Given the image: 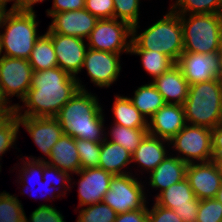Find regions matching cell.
Instances as JSON below:
<instances>
[{"label":"cell","instance_id":"6da1fadb","mask_svg":"<svg viewBox=\"0 0 222 222\" xmlns=\"http://www.w3.org/2000/svg\"><path fill=\"white\" fill-rule=\"evenodd\" d=\"M79 89L86 90L81 80L58 66L34 71L31 87L21 100L27 109L22 113L24 106L17 103L15 114L27 117H56Z\"/></svg>","mask_w":222,"mask_h":222},{"label":"cell","instance_id":"7a4b0ae2","mask_svg":"<svg viewBox=\"0 0 222 222\" xmlns=\"http://www.w3.org/2000/svg\"><path fill=\"white\" fill-rule=\"evenodd\" d=\"M103 109L97 96L87 90H78L56 116L63 134L75 139L102 142L107 137Z\"/></svg>","mask_w":222,"mask_h":222},{"label":"cell","instance_id":"3957f363","mask_svg":"<svg viewBox=\"0 0 222 222\" xmlns=\"http://www.w3.org/2000/svg\"><path fill=\"white\" fill-rule=\"evenodd\" d=\"M139 23L132 26V40L144 50L167 55L175 63L184 51V39L180 15L171 8L162 19L137 34Z\"/></svg>","mask_w":222,"mask_h":222},{"label":"cell","instance_id":"277c9868","mask_svg":"<svg viewBox=\"0 0 222 222\" xmlns=\"http://www.w3.org/2000/svg\"><path fill=\"white\" fill-rule=\"evenodd\" d=\"M222 78L189 85L183 104L188 125L214 129L221 123Z\"/></svg>","mask_w":222,"mask_h":222},{"label":"cell","instance_id":"5b68a950","mask_svg":"<svg viewBox=\"0 0 222 222\" xmlns=\"http://www.w3.org/2000/svg\"><path fill=\"white\" fill-rule=\"evenodd\" d=\"M36 16L35 12L8 10L2 22L4 33H0L4 56L29 59L35 42L41 36L37 34L39 22H36Z\"/></svg>","mask_w":222,"mask_h":222},{"label":"cell","instance_id":"8992f818","mask_svg":"<svg viewBox=\"0 0 222 222\" xmlns=\"http://www.w3.org/2000/svg\"><path fill=\"white\" fill-rule=\"evenodd\" d=\"M180 21L184 39L183 52L202 54L219 52L222 13L180 15Z\"/></svg>","mask_w":222,"mask_h":222},{"label":"cell","instance_id":"52a82bcc","mask_svg":"<svg viewBox=\"0 0 222 222\" xmlns=\"http://www.w3.org/2000/svg\"><path fill=\"white\" fill-rule=\"evenodd\" d=\"M167 144L173 145L186 164L212 161V129L207 127L186 124Z\"/></svg>","mask_w":222,"mask_h":222},{"label":"cell","instance_id":"ba28073f","mask_svg":"<svg viewBox=\"0 0 222 222\" xmlns=\"http://www.w3.org/2000/svg\"><path fill=\"white\" fill-rule=\"evenodd\" d=\"M87 41L88 48L115 54L123 52L129 54L132 41V26L115 18L98 19Z\"/></svg>","mask_w":222,"mask_h":222},{"label":"cell","instance_id":"9c48e42d","mask_svg":"<svg viewBox=\"0 0 222 222\" xmlns=\"http://www.w3.org/2000/svg\"><path fill=\"white\" fill-rule=\"evenodd\" d=\"M131 174L113 175L109 190L103 197L102 202L110 206L117 214L136 211L146 205L144 185Z\"/></svg>","mask_w":222,"mask_h":222},{"label":"cell","instance_id":"30bf717a","mask_svg":"<svg viewBox=\"0 0 222 222\" xmlns=\"http://www.w3.org/2000/svg\"><path fill=\"white\" fill-rule=\"evenodd\" d=\"M176 65L181 69L189 85L222 78V60L219 52H183Z\"/></svg>","mask_w":222,"mask_h":222},{"label":"cell","instance_id":"8fae6325","mask_svg":"<svg viewBox=\"0 0 222 222\" xmlns=\"http://www.w3.org/2000/svg\"><path fill=\"white\" fill-rule=\"evenodd\" d=\"M155 202L175 211L183 222H196L200 200L195 197L187 178L156 195Z\"/></svg>","mask_w":222,"mask_h":222},{"label":"cell","instance_id":"7c38bea8","mask_svg":"<svg viewBox=\"0 0 222 222\" xmlns=\"http://www.w3.org/2000/svg\"><path fill=\"white\" fill-rule=\"evenodd\" d=\"M33 69L27 59L3 56L0 60V83L5 95L22 100L31 87Z\"/></svg>","mask_w":222,"mask_h":222},{"label":"cell","instance_id":"4fadbf2b","mask_svg":"<svg viewBox=\"0 0 222 222\" xmlns=\"http://www.w3.org/2000/svg\"><path fill=\"white\" fill-rule=\"evenodd\" d=\"M120 55L88 48L82 69L86 68L94 85L108 88L117 81L120 74Z\"/></svg>","mask_w":222,"mask_h":222},{"label":"cell","instance_id":"5bb4252c","mask_svg":"<svg viewBox=\"0 0 222 222\" xmlns=\"http://www.w3.org/2000/svg\"><path fill=\"white\" fill-rule=\"evenodd\" d=\"M52 38V44L57 57L58 67L73 77H77L82 70L88 45L85 39L48 33Z\"/></svg>","mask_w":222,"mask_h":222},{"label":"cell","instance_id":"9a60e30c","mask_svg":"<svg viewBox=\"0 0 222 222\" xmlns=\"http://www.w3.org/2000/svg\"><path fill=\"white\" fill-rule=\"evenodd\" d=\"M186 178L199 200L216 198L222 185V175L213 161L188 164Z\"/></svg>","mask_w":222,"mask_h":222},{"label":"cell","instance_id":"2e32d148","mask_svg":"<svg viewBox=\"0 0 222 222\" xmlns=\"http://www.w3.org/2000/svg\"><path fill=\"white\" fill-rule=\"evenodd\" d=\"M19 125L25 127L33 142L45 156H50L52 146L62 137L63 130L56 117L18 116Z\"/></svg>","mask_w":222,"mask_h":222},{"label":"cell","instance_id":"e0dca14e","mask_svg":"<svg viewBox=\"0 0 222 222\" xmlns=\"http://www.w3.org/2000/svg\"><path fill=\"white\" fill-rule=\"evenodd\" d=\"M47 33L75 36L87 39L98 19L85 8L54 13Z\"/></svg>","mask_w":222,"mask_h":222},{"label":"cell","instance_id":"ac0fdd59","mask_svg":"<svg viewBox=\"0 0 222 222\" xmlns=\"http://www.w3.org/2000/svg\"><path fill=\"white\" fill-rule=\"evenodd\" d=\"M78 181V197L80 207L90 206L102 202L105 193L109 190L113 174L101 168L80 169Z\"/></svg>","mask_w":222,"mask_h":222},{"label":"cell","instance_id":"d6986e66","mask_svg":"<svg viewBox=\"0 0 222 222\" xmlns=\"http://www.w3.org/2000/svg\"><path fill=\"white\" fill-rule=\"evenodd\" d=\"M186 124L183 105L166 103L148 121V134L170 141Z\"/></svg>","mask_w":222,"mask_h":222},{"label":"cell","instance_id":"ffe728a7","mask_svg":"<svg viewBox=\"0 0 222 222\" xmlns=\"http://www.w3.org/2000/svg\"><path fill=\"white\" fill-rule=\"evenodd\" d=\"M30 158V159H29ZM45 158V159H43ZM43 158L28 157L27 159L33 161H45L48 165L56 167L68 174L77 173L81 169V162L76 147V139L70 135L63 134L62 137L52 146L49 161Z\"/></svg>","mask_w":222,"mask_h":222},{"label":"cell","instance_id":"44dd1931","mask_svg":"<svg viewBox=\"0 0 222 222\" xmlns=\"http://www.w3.org/2000/svg\"><path fill=\"white\" fill-rule=\"evenodd\" d=\"M151 82L162 95L165 103L183 105L187 99L189 83L177 65Z\"/></svg>","mask_w":222,"mask_h":222},{"label":"cell","instance_id":"7402d4cb","mask_svg":"<svg viewBox=\"0 0 222 222\" xmlns=\"http://www.w3.org/2000/svg\"><path fill=\"white\" fill-rule=\"evenodd\" d=\"M168 156L150 172L149 185L156 190L159 188L158 195L171 185L186 178L188 164L180 160L177 156Z\"/></svg>","mask_w":222,"mask_h":222},{"label":"cell","instance_id":"603a6c76","mask_svg":"<svg viewBox=\"0 0 222 222\" xmlns=\"http://www.w3.org/2000/svg\"><path fill=\"white\" fill-rule=\"evenodd\" d=\"M166 142L169 143L168 140L147 134L139 147L132 153V163L135 162L144 170L152 172L169 153L164 145Z\"/></svg>","mask_w":222,"mask_h":222},{"label":"cell","instance_id":"cb8c5ba5","mask_svg":"<svg viewBox=\"0 0 222 222\" xmlns=\"http://www.w3.org/2000/svg\"><path fill=\"white\" fill-rule=\"evenodd\" d=\"M132 163V153L118 143L108 141V137L101 142L99 168L113 175L130 173L122 169Z\"/></svg>","mask_w":222,"mask_h":222},{"label":"cell","instance_id":"d4e9b609","mask_svg":"<svg viewBox=\"0 0 222 222\" xmlns=\"http://www.w3.org/2000/svg\"><path fill=\"white\" fill-rule=\"evenodd\" d=\"M112 109L114 124L128 128H148V120L132 104L129 97L116 95Z\"/></svg>","mask_w":222,"mask_h":222},{"label":"cell","instance_id":"484cf974","mask_svg":"<svg viewBox=\"0 0 222 222\" xmlns=\"http://www.w3.org/2000/svg\"><path fill=\"white\" fill-rule=\"evenodd\" d=\"M129 99L147 120L166 104L152 82L138 87Z\"/></svg>","mask_w":222,"mask_h":222},{"label":"cell","instance_id":"4316f807","mask_svg":"<svg viewBox=\"0 0 222 222\" xmlns=\"http://www.w3.org/2000/svg\"><path fill=\"white\" fill-rule=\"evenodd\" d=\"M129 53L141 56L142 66L153 77V80L176 65L167 55L153 50L141 49L133 40Z\"/></svg>","mask_w":222,"mask_h":222},{"label":"cell","instance_id":"83f0119b","mask_svg":"<svg viewBox=\"0 0 222 222\" xmlns=\"http://www.w3.org/2000/svg\"><path fill=\"white\" fill-rule=\"evenodd\" d=\"M28 61L33 71H42L58 66L52 38L47 32L35 42Z\"/></svg>","mask_w":222,"mask_h":222},{"label":"cell","instance_id":"f1b7e54d","mask_svg":"<svg viewBox=\"0 0 222 222\" xmlns=\"http://www.w3.org/2000/svg\"><path fill=\"white\" fill-rule=\"evenodd\" d=\"M110 131L111 142L118 143L130 153H133L148 134V128H128L113 124Z\"/></svg>","mask_w":222,"mask_h":222},{"label":"cell","instance_id":"f546056e","mask_svg":"<svg viewBox=\"0 0 222 222\" xmlns=\"http://www.w3.org/2000/svg\"><path fill=\"white\" fill-rule=\"evenodd\" d=\"M171 9L178 15L220 14L222 0H176Z\"/></svg>","mask_w":222,"mask_h":222},{"label":"cell","instance_id":"4dcf8cb0","mask_svg":"<svg viewBox=\"0 0 222 222\" xmlns=\"http://www.w3.org/2000/svg\"><path fill=\"white\" fill-rule=\"evenodd\" d=\"M25 212L21 201L8 192L0 193V222H24Z\"/></svg>","mask_w":222,"mask_h":222},{"label":"cell","instance_id":"1f68e13d","mask_svg":"<svg viewBox=\"0 0 222 222\" xmlns=\"http://www.w3.org/2000/svg\"><path fill=\"white\" fill-rule=\"evenodd\" d=\"M117 213L103 202L81 208L77 222H114Z\"/></svg>","mask_w":222,"mask_h":222},{"label":"cell","instance_id":"d6a6232c","mask_svg":"<svg viewBox=\"0 0 222 222\" xmlns=\"http://www.w3.org/2000/svg\"><path fill=\"white\" fill-rule=\"evenodd\" d=\"M76 147L81 162V169L99 167L101 142L76 139Z\"/></svg>","mask_w":222,"mask_h":222},{"label":"cell","instance_id":"836d02e7","mask_svg":"<svg viewBox=\"0 0 222 222\" xmlns=\"http://www.w3.org/2000/svg\"><path fill=\"white\" fill-rule=\"evenodd\" d=\"M19 128V120L16 114L0 121V157L7 150H10L9 148H13L18 137Z\"/></svg>","mask_w":222,"mask_h":222},{"label":"cell","instance_id":"e575fe53","mask_svg":"<svg viewBox=\"0 0 222 222\" xmlns=\"http://www.w3.org/2000/svg\"><path fill=\"white\" fill-rule=\"evenodd\" d=\"M22 160H23V166H22L21 170H19V171H21L19 173L21 175V177L19 175V178L21 180V183L23 182L25 187L29 186V185H27L30 182V180H28V179H31V177L35 176V174H36L37 176H39L41 178L40 180L38 179L40 181L39 183L43 182L42 187L45 186V188H46V186H47V188H48L47 190L51 191L50 193H52L51 194L52 196H49V197H51V198L52 197L58 198L60 195L63 197V195L66 194L64 191H62L63 193L60 194L59 192H57L58 194H57V196H55V193L52 192V190H51V188H53V186L51 187V185H49L50 184L49 182L43 181L44 161H33V160L29 161V159H27V157H26V162L24 161V158ZM26 190H27V188H26ZM53 193H54V196H53ZM43 197H45V195Z\"/></svg>","mask_w":222,"mask_h":222},{"label":"cell","instance_id":"d590c367","mask_svg":"<svg viewBox=\"0 0 222 222\" xmlns=\"http://www.w3.org/2000/svg\"><path fill=\"white\" fill-rule=\"evenodd\" d=\"M114 18L131 26L139 22L140 0H114Z\"/></svg>","mask_w":222,"mask_h":222},{"label":"cell","instance_id":"8d00e7d4","mask_svg":"<svg viewBox=\"0 0 222 222\" xmlns=\"http://www.w3.org/2000/svg\"><path fill=\"white\" fill-rule=\"evenodd\" d=\"M196 222H222V203L216 198L200 200Z\"/></svg>","mask_w":222,"mask_h":222},{"label":"cell","instance_id":"74e56055","mask_svg":"<svg viewBox=\"0 0 222 222\" xmlns=\"http://www.w3.org/2000/svg\"><path fill=\"white\" fill-rule=\"evenodd\" d=\"M24 222H65L62 213L52 205L40 204L27 219L25 214Z\"/></svg>","mask_w":222,"mask_h":222},{"label":"cell","instance_id":"f35d334b","mask_svg":"<svg viewBox=\"0 0 222 222\" xmlns=\"http://www.w3.org/2000/svg\"><path fill=\"white\" fill-rule=\"evenodd\" d=\"M114 0H85V9L97 19L114 18Z\"/></svg>","mask_w":222,"mask_h":222},{"label":"cell","instance_id":"ab89813d","mask_svg":"<svg viewBox=\"0 0 222 222\" xmlns=\"http://www.w3.org/2000/svg\"><path fill=\"white\" fill-rule=\"evenodd\" d=\"M152 209H148V222H183L175 211L158 205L156 202L153 204Z\"/></svg>","mask_w":222,"mask_h":222},{"label":"cell","instance_id":"60d3db41","mask_svg":"<svg viewBox=\"0 0 222 222\" xmlns=\"http://www.w3.org/2000/svg\"><path fill=\"white\" fill-rule=\"evenodd\" d=\"M55 175L56 176V178L58 177V182H55V180H54V182H53V180H52V182H51V177H50V175L52 176V175ZM53 175V176H54ZM53 176H52V178H53ZM50 177V178H49ZM55 178V179H56ZM50 182H49V181ZM43 181H47V182H49V183H51V185H53V187H54V185H55V187H56V183H57V186L59 185V187H57V188H59L60 189V186H61V184H62V187L64 188L63 190H65V192L68 190L69 191V188H71L70 186H71V181H72V179H71V177H70V175L67 173V172H63V171H61L60 169H57L56 167H52L51 165H48L45 161H44V169H43ZM57 181V180H56ZM61 181V182H60ZM59 183V184H58ZM70 185H69V184ZM67 188V189H66Z\"/></svg>","mask_w":222,"mask_h":222},{"label":"cell","instance_id":"b9f144b4","mask_svg":"<svg viewBox=\"0 0 222 222\" xmlns=\"http://www.w3.org/2000/svg\"><path fill=\"white\" fill-rule=\"evenodd\" d=\"M85 8V0H53L52 9H47V15L54 13L75 11Z\"/></svg>","mask_w":222,"mask_h":222},{"label":"cell","instance_id":"7bdbcfd3","mask_svg":"<svg viewBox=\"0 0 222 222\" xmlns=\"http://www.w3.org/2000/svg\"><path fill=\"white\" fill-rule=\"evenodd\" d=\"M114 222H148V208L145 205L136 211L119 213Z\"/></svg>","mask_w":222,"mask_h":222},{"label":"cell","instance_id":"ee69618b","mask_svg":"<svg viewBox=\"0 0 222 222\" xmlns=\"http://www.w3.org/2000/svg\"><path fill=\"white\" fill-rule=\"evenodd\" d=\"M10 102L11 101L5 95L3 87L0 83V117H11L15 114L16 104L10 105Z\"/></svg>","mask_w":222,"mask_h":222},{"label":"cell","instance_id":"f6af8a7d","mask_svg":"<svg viewBox=\"0 0 222 222\" xmlns=\"http://www.w3.org/2000/svg\"><path fill=\"white\" fill-rule=\"evenodd\" d=\"M212 156H222V123L212 129Z\"/></svg>","mask_w":222,"mask_h":222},{"label":"cell","instance_id":"bcb514c9","mask_svg":"<svg viewBox=\"0 0 222 222\" xmlns=\"http://www.w3.org/2000/svg\"><path fill=\"white\" fill-rule=\"evenodd\" d=\"M11 8L21 11V12H35L33 10V5L39 2H43L44 0H13Z\"/></svg>","mask_w":222,"mask_h":222},{"label":"cell","instance_id":"7dc6e473","mask_svg":"<svg viewBox=\"0 0 222 222\" xmlns=\"http://www.w3.org/2000/svg\"><path fill=\"white\" fill-rule=\"evenodd\" d=\"M212 161L216 164L218 171L222 175V156H212Z\"/></svg>","mask_w":222,"mask_h":222},{"label":"cell","instance_id":"c3c4849f","mask_svg":"<svg viewBox=\"0 0 222 222\" xmlns=\"http://www.w3.org/2000/svg\"><path fill=\"white\" fill-rule=\"evenodd\" d=\"M7 12L6 6L0 5V28H2V22Z\"/></svg>","mask_w":222,"mask_h":222},{"label":"cell","instance_id":"681fc988","mask_svg":"<svg viewBox=\"0 0 222 222\" xmlns=\"http://www.w3.org/2000/svg\"><path fill=\"white\" fill-rule=\"evenodd\" d=\"M216 199H217L220 203H222V185H221V188L219 189V191L217 192Z\"/></svg>","mask_w":222,"mask_h":222},{"label":"cell","instance_id":"f907efd6","mask_svg":"<svg viewBox=\"0 0 222 222\" xmlns=\"http://www.w3.org/2000/svg\"><path fill=\"white\" fill-rule=\"evenodd\" d=\"M13 0H0V5L6 6L8 2Z\"/></svg>","mask_w":222,"mask_h":222},{"label":"cell","instance_id":"816d5d0a","mask_svg":"<svg viewBox=\"0 0 222 222\" xmlns=\"http://www.w3.org/2000/svg\"><path fill=\"white\" fill-rule=\"evenodd\" d=\"M2 52H4L3 50H2V42H1V37H0V60L3 58V56L4 55H1L2 54Z\"/></svg>","mask_w":222,"mask_h":222},{"label":"cell","instance_id":"f5cc1de1","mask_svg":"<svg viewBox=\"0 0 222 222\" xmlns=\"http://www.w3.org/2000/svg\"><path fill=\"white\" fill-rule=\"evenodd\" d=\"M219 55H220V58L222 60V38H221V42H220Z\"/></svg>","mask_w":222,"mask_h":222},{"label":"cell","instance_id":"db71d44e","mask_svg":"<svg viewBox=\"0 0 222 222\" xmlns=\"http://www.w3.org/2000/svg\"><path fill=\"white\" fill-rule=\"evenodd\" d=\"M221 123H222V101H221Z\"/></svg>","mask_w":222,"mask_h":222},{"label":"cell","instance_id":"11a10c76","mask_svg":"<svg viewBox=\"0 0 222 222\" xmlns=\"http://www.w3.org/2000/svg\"><path fill=\"white\" fill-rule=\"evenodd\" d=\"M6 118H8V117H0V121H1V120H4V119H6Z\"/></svg>","mask_w":222,"mask_h":222}]
</instances>
